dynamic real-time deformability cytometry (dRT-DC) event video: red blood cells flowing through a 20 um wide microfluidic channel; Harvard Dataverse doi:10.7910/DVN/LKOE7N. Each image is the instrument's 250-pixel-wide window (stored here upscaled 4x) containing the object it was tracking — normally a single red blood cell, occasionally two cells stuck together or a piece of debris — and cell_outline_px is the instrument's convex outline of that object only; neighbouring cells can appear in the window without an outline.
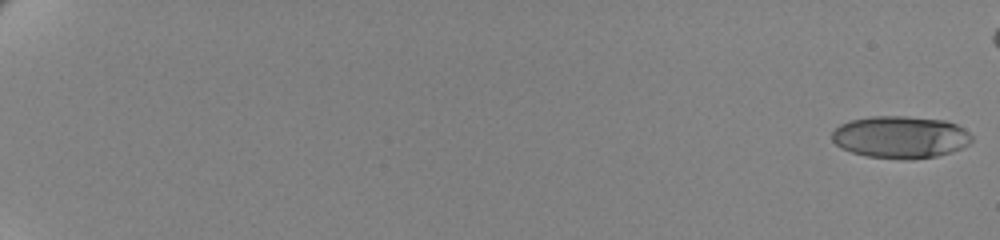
{"species": "human", "species_latin": "Homo sapiens", "temperature_condition": "cold", "stored_images_in_passage": 61, "camera_frame_rate_fps": 3000, "um_per_image_px": 0.085, "donor": {"sex": "female"}, "frame": {"image": 1, "passage_image": 1, "time_ms": 0.0, "image_size_px": [1000, 240], "cell_outline_px": [[972, 140], [968, 144], [952, 152], [936, 156], [868, 156], [852, 152], [836, 144], [832, 140], [832, 132], [840, 124], [848, 120], [872, 116], [904, 116], [944, 120], [956, 124], [964, 128], [972, 136]], "centroid_in_image_um": [76.53, 11.59], "position_along_channel_um": 8.5, "area_um2": 33.35}}
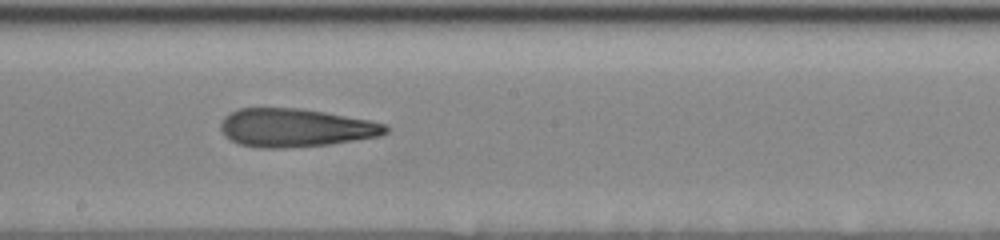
{"frame": {"image": 2, "passage_image": 39, "time_ms": 12.667, "image_size_px": [1000, 240], "cell_outline_px": [[388, 132], [380, 136], [328, 144], [284, 148], [260, 148], [240, 144], [224, 136], [220, 128], [220, 124], [224, 116], [240, 108], [300, 108], [372, 120], [384, 124], [388, 128]], "centroid_in_image_um": [25.1, 10.86], "position_along_channel_um": 223.1, "area_um2": 36.76}}
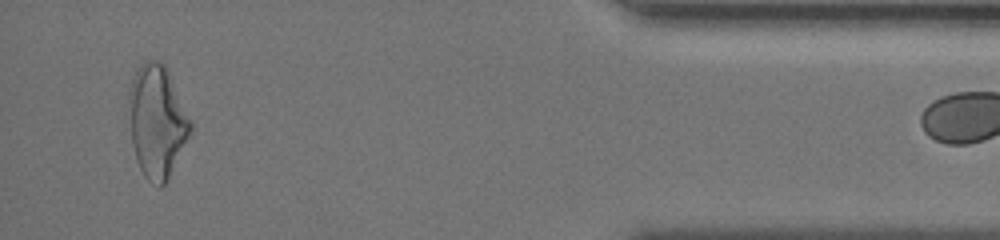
{"frame": {"image": 3, "passage_image": 60, "time_ms": 19.667, "image_size_px": [1000, 240], "cell_outline_px": [[192, 132], [164, 184], [160, 188], [148, 180], [144, 176], [136, 160], [132, 144], [128, 96], [128, 92], [132, 80], [140, 64], [144, 60], [156, 60], [164, 64], [192, 120]], "centroid_in_image_um": [13.35, 10.31], "position_along_channel_um": 421.9, "area_um2": 40.17}}